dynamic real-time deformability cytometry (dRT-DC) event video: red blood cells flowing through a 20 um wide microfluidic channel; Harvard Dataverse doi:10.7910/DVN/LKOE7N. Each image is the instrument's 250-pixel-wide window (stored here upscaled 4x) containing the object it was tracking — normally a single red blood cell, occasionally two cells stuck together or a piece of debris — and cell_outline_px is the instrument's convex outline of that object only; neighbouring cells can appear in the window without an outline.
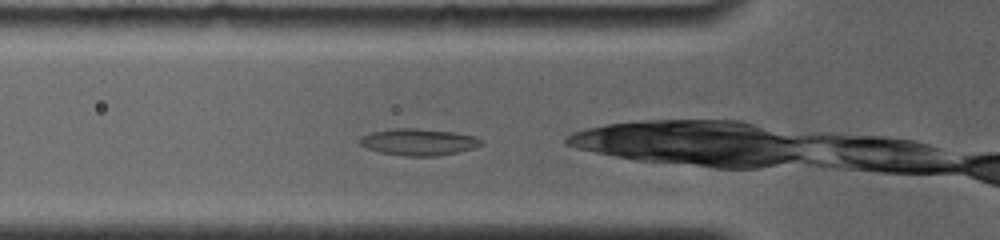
{"species": "common noctule bat (a hibernating species)", "species_latin": "Nyctalus noctula", "temperature_condition": "room temperature", "stored_images_in_passage": 3, "camera_frame_rate_fps": 4000, "um_per_image_px": 0.085, "animal": {"sex": "female", "body_mass_g": 19.0, "forearm_length_mm": 56.7}, "frame": {"image": 1, "passage_image": 2, "time_ms": 0.5, "image_size_px": [1000, 240], "cell_outline_px": [[484, 144], [472, 148], [456, 152], [436, 156], [404, 156], [380, 152], [368, 148], [360, 144], [360, 136], [372, 132], [396, 128], [416, 128], [452, 132], [472, 136], [484, 140]], "centroid_in_image_um": [35.57, 12.07], "position_along_channel_um": 90.2, "area_um2": 18.67}}